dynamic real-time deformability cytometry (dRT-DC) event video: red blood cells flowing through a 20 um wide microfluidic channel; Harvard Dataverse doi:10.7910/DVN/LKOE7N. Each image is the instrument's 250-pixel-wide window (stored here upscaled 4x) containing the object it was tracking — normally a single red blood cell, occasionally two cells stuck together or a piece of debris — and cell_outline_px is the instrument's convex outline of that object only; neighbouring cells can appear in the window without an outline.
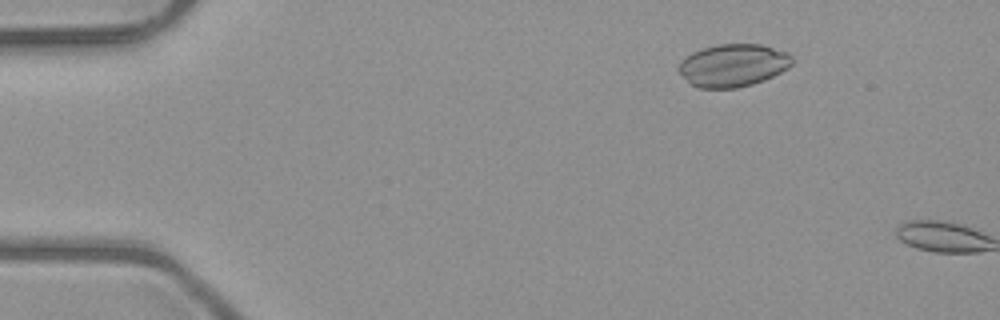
{"species": "common noctule bat (a hibernating species)", "species_latin": "Nyctalus noctula", "temperature_condition": "room temperature", "stored_images_in_passage": 9, "camera_frame_rate_fps": 3000, "um_per_image_px": 0.085, "animal": {"sex": "male", "body_mass_g": 23.1, "forearm_length_mm": 52.7}, "frame": {"image": 1, "passage_image": 8, "time_ms": 2.333, "image_size_px": [1000, 320], "cell_outline_px": [[792, 64], [788, 68], [764, 80], [752, 84], [736, 88], [700, 88], [692, 84], [676, 68], [692, 52], [716, 44], [760, 44], [784, 52], [792, 56]], "centroid_in_image_um": [62.32, 5.55], "position_along_channel_um": 22.7, "area_um2": 27.74}}